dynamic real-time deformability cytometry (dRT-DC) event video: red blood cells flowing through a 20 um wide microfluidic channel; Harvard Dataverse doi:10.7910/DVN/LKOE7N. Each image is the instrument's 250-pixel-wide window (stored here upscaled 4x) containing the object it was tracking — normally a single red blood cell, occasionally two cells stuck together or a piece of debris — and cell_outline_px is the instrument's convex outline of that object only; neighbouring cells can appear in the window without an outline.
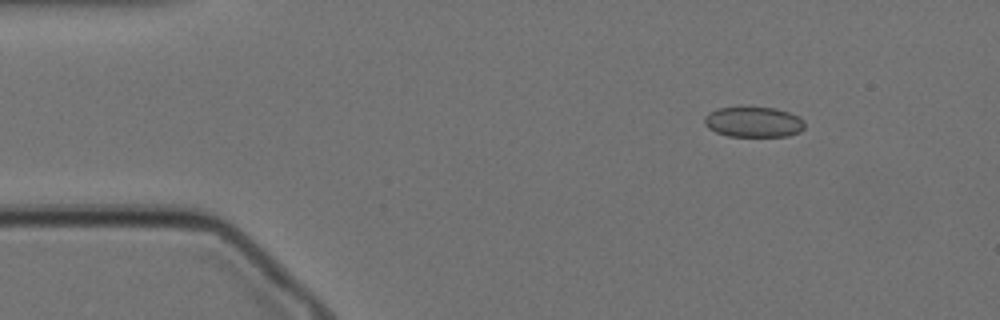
{"species": "Egyptian fruit bat (a non-hibernating species)", "species_latin": "Rousettus aegyptiacus", "temperature_condition": "cold", "stored_images_in_passage": 52, "camera_frame_rate_fps": 3000, "um_per_image_px": 0.085, "animal": {"sex": "female"}, "frame": {"image": 1, "passage_image": 1, "time_ms": 0.0, "image_size_px": [1000, 320], "cell_outline_px": [[804, 128], [800, 132], [788, 136], [728, 136], [716, 132], [708, 128], [704, 124], [704, 116], [708, 112], [716, 108], [776, 108], [800, 116], [804, 120]], "centroid_in_image_um": [64.05, 10.38], "position_along_channel_um": 20.9, "area_um2": 17.8}}
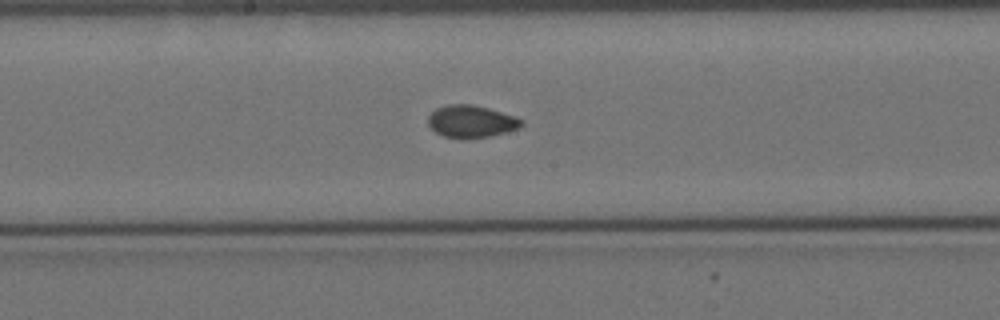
{"frame": {"image": 2, "passage_image": 23, "time_ms": 7.333, "image_size_px": [1000, 320], "cell_outline_px": [[524, 124], [520, 128], [488, 136], [464, 140], [444, 136], [436, 132], [428, 124], [428, 116], [436, 108], [448, 104], [472, 104], [488, 108], [516, 116], [524, 120]], "centroid_in_image_um": [40.07, 10.32], "position_along_channel_um": 208.1, "area_um2": 17.74}}
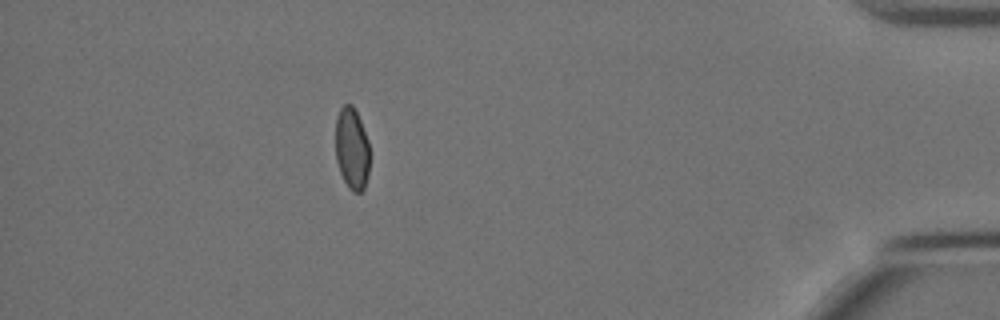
{"frame": {"image": 3, "passage_image": 45, "time_ms": 14.667, "image_size_px": [1000, 320], "cell_outline_px": [[368, 172], [364, 188], [360, 192], [352, 192], [348, 188], [340, 172], [336, 160], [336, 116], [340, 108], [344, 104], [352, 104], [360, 120], [368, 140]], "centroid_in_image_um": [29.89, 12.62], "position_along_channel_um": 405.3, "area_um2": 16.18}, "authors_computed_cell_mechanics": {"area_um2": 17.5712, "velocity_mm_per_s": 3.4536, "shape_relaxation_time_tau1_ms": null, "shape_relaxation_time_tau2_ms": 1.6236, "deformation_change_tau1": null, "deformation_change_tau2": 0.0591}}